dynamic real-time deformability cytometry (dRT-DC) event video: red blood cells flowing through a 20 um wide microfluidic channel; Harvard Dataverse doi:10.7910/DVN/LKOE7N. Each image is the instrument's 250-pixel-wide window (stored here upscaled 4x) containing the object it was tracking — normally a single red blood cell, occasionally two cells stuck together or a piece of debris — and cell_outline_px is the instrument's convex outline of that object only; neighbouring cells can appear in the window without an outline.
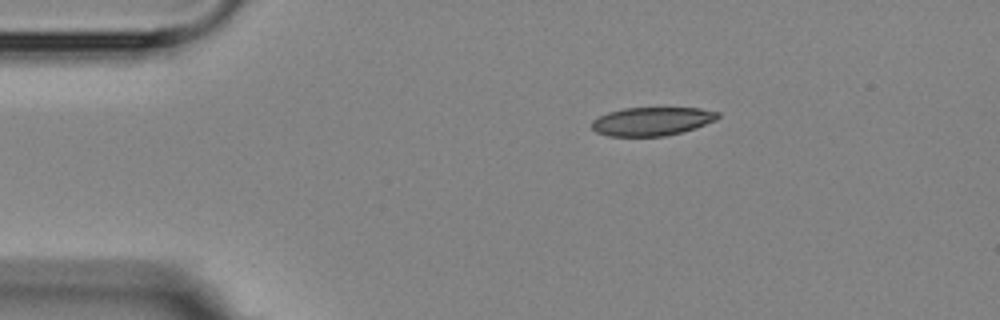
{"species": "Egyptian fruit bat (a non-hibernating species)", "species_latin": "Rousettus aegyptiacus", "temperature_condition": "room temperature", "stored_images_in_passage": 4, "camera_frame_rate_fps": 3000, "um_per_image_px": 0.085, "animal": {"sex": "female"}, "frame": {"image": 1, "passage_image": 4, "time_ms": 4.333, "image_size_px": [1000, 320], "cell_outline_px": [[720, 116], [716, 120], [696, 128], [664, 136], [608, 136], [596, 132], [592, 128], [592, 120], [608, 112], [624, 108], [700, 108], [720, 112]], "centroid_in_image_um": [55.43, 10.31], "position_along_channel_um": 29.6, "area_um2": 20.92}}